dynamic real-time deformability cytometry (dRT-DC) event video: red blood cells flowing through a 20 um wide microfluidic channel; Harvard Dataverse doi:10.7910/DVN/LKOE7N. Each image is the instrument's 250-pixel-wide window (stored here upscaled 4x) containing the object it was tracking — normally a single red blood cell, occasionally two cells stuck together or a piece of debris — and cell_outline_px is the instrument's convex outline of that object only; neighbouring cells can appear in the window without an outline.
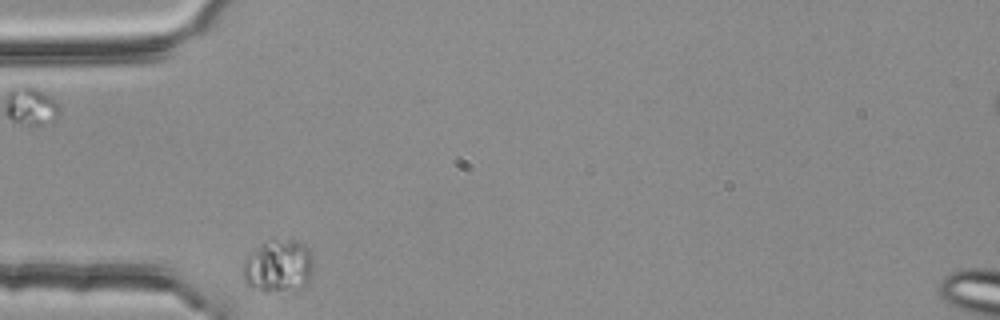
{"species": "common noctule bat (a hibernating species)", "species_latin": "Nyctalus noctula", "temperature_condition": "room temperature", "stored_images_in_passage": 4, "camera_frame_rate_fps": 3000, "um_per_image_px": 0.085, "animal": {"sex": "female", "body_mass_g": 25.1}, "frame": {"image": 1, "passage_image": 1, "time_ms": 0.0, "image_size_px": [1000, 320], "cell_outline_px": [[312, 276], [308, 284], [304, 288], [268, 292], [264, 292], [252, 288], [244, 280], [244, 264], [248, 256], [260, 244], [276, 240], [300, 240], [308, 248], [312, 256]], "centroid_in_image_um": [23.71, 22.64], "position_along_channel_um": 61.3, "area_um2": 21.62}}
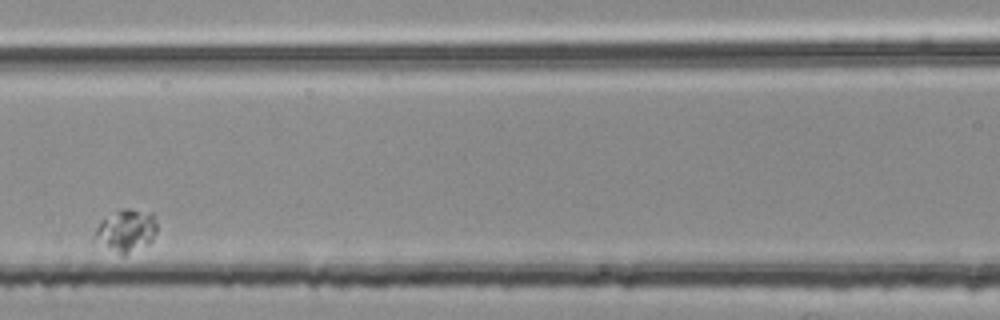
{"frame": {"image": 2, "passage_image": 3, "time_ms": 0.667, "image_size_px": [1000, 320], "cell_outline_px": [[156, 232], [152, 240], [148, 244], [124, 256], [120, 256], [92, 236], [100, 220], [120, 208], [128, 208], [152, 212], [156, 224]], "centroid_in_image_um": [10.72, 19.58], "position_along_channel_um": 155.9, "area_um2": 15.49}}